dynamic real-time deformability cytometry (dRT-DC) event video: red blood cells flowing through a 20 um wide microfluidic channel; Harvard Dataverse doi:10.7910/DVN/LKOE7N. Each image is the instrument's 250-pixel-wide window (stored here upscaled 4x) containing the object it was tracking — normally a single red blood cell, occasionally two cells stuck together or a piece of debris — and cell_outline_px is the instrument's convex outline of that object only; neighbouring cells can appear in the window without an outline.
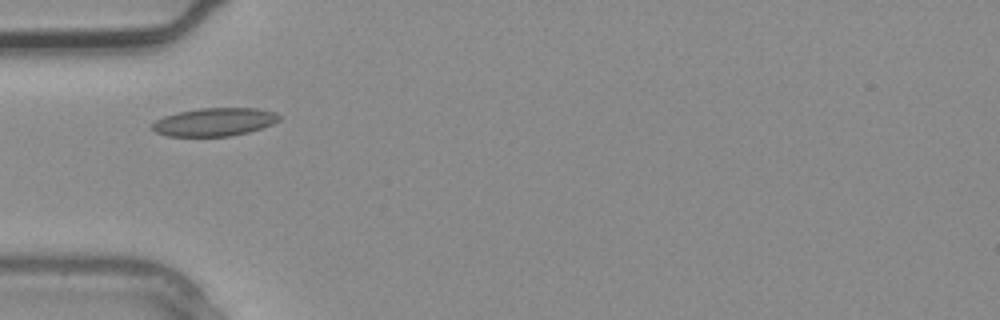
{"species": "common noctule bat (a hibernating species)", "species_latin": "Nyctalus noctula", "temperature_condition": "warm", "stored_images_in_passage": 2, "camera_frame_rate_fps": 3000, "um_per_image_px": 0.085, "animal": {"sex": "male", "body_mass_g": 20.4}, "frame": {"image": 1, "passage_image": 2, "time_ms": 0.333, "image_size_px": [1000, 320], "cell_outline_px": [[280, 120], [272, 124], [248, 132], [232, 136], [168, 136], [156, 132], [152, 128], [152, 124], [156, 120], [164, 116], [180, 112], [200, 108], [260, 108], [276, 112], [280, 116]], "centroid_in_image_um": [18.26, 10.36], "position_along_channel_um": 66.7, "area_um2": 20.75}}